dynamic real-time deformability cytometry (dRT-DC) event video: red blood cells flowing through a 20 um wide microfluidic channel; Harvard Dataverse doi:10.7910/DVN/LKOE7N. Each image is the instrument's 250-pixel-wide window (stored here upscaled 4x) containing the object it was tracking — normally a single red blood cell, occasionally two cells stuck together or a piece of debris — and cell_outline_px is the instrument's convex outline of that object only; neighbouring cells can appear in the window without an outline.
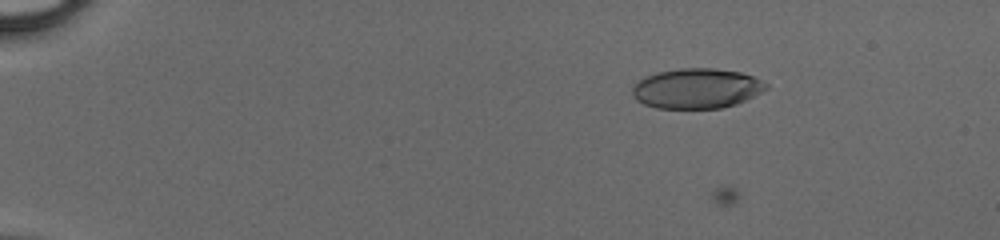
{"species": "human", "species_latin": "Homo sapiens", "temperature_condition": "cold", "stored_images_in_passage": 10, "camera_frame_rate_fps": 3000, "um_per_image_px": 0.085, "donor": {"sex": "male"}, "frame": {"image": 1, "passage_image": 9, "time_ms": 2.667, "image_size_px": [1000, 240], "cell_outline_px": [[768, 88], [736, 104], [720, 108], [656, 108], [644, 104], [636, 100], [632, 96], [632, 88], [644, 76], [656, 72], [680, 68], [716, 68], [740, 72], [752, 76], [768, 84]], "centroid_in_image_um": [59.18, 7.51], "position_along_channel_um": 25.8, "area_um2": 31.15}}